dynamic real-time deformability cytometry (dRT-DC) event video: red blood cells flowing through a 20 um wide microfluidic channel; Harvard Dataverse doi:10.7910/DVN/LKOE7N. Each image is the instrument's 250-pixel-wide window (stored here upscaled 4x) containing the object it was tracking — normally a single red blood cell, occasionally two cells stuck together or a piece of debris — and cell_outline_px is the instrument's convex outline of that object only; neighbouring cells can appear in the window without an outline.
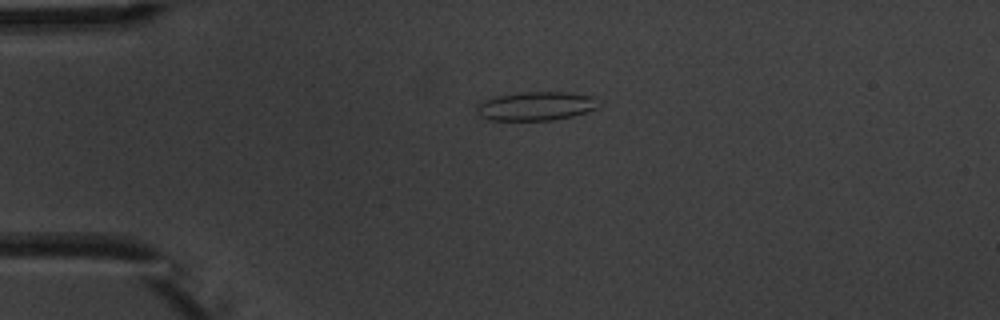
{"species": "common noctule bat (a hibernating species)", "species_latin": "Nyctalus noctula", "temperature_condition": "warm", "stored_images_in_passage": 3, "camera_frame_rate_fps": 3000, "um_per_image_px": 0.085, "animal": {"sex": "male", "body_mass_g": 20.1, "forearm_length_mm": 53.5}, "frame": {"image": 1, "passage_image": 1, "time_ms": 0.0, "image_size_px": [1000, 320], "cell_outline_px": [[596, 108], [572, 116], [552, 120], [488, 120], [476, 116], [476, 104], [484, 100], [496, 96], [520, 92], [564, 92], [596, 96]], "centroid_in_image_um": [45.46, 9.02], "position_along_channel_um": 39.5, "area_um2": 20.52}}
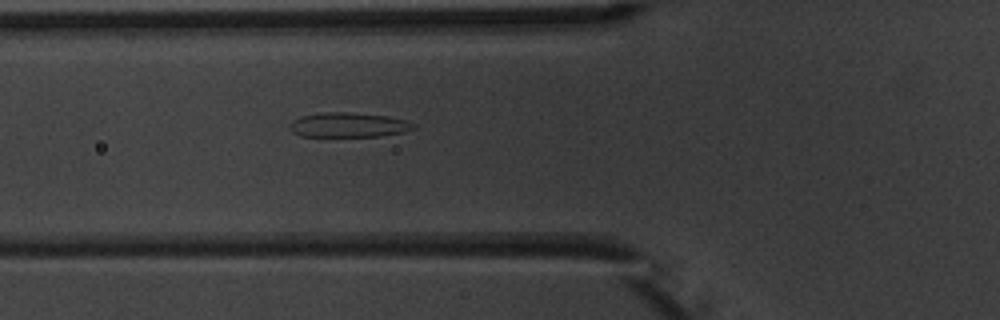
{"frame": {"image": 2, "passage_image": 3, "time_ms": 2.333, "image_size_px": [1000, 320], "cell_outline_px": [[416, 128], [404, 132], [380, 136], [300, 136], [292, 132], [288, 128], [288, 124], [292, 120], [300, 116], [324, 112], [348, 112], [388, 116], [404, 120], [416, 124]], "centroid_in_image_um": [29.59, 10.62], "position_along_channel_um": 96.2, "area_um2": 17.92}}